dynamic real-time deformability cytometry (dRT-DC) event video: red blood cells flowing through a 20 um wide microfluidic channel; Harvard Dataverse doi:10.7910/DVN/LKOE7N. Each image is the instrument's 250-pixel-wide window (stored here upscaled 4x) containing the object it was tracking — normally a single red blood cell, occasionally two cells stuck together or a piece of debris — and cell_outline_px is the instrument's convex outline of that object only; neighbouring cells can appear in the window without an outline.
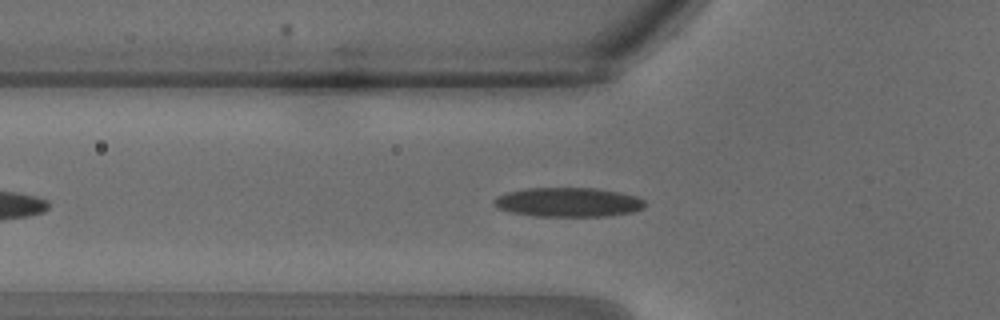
{"species": "common noctule bat (a hibernating species)", "species_latin": "Nyctalus noctula", "temperature_condition": "warm", "stored_images_in_passage": 6, "camera_frame_rate_fps": 3000, "um_per_image_px": 0.085, "animal": {"sex": "male", "body_mass_g": 18.8}, "frame": {"image": 1, "passage_image": 5, "time_ms": 1.333, "image_size_px": [1000, 320], "cell_outline_px": [[644, 208], [632, 212], [604, 216], [532, 216], [508, 212], [496, 208], [492, 204], [492, 200], [496, 196], [504, 192], [524, 188], [596, 188], [620, 192], [636, 196], [644, 200]], "centroid_in_image_um": [48.21, 17.18], "position_along_channel_um": 77.6, "area_um2": 26.13}}